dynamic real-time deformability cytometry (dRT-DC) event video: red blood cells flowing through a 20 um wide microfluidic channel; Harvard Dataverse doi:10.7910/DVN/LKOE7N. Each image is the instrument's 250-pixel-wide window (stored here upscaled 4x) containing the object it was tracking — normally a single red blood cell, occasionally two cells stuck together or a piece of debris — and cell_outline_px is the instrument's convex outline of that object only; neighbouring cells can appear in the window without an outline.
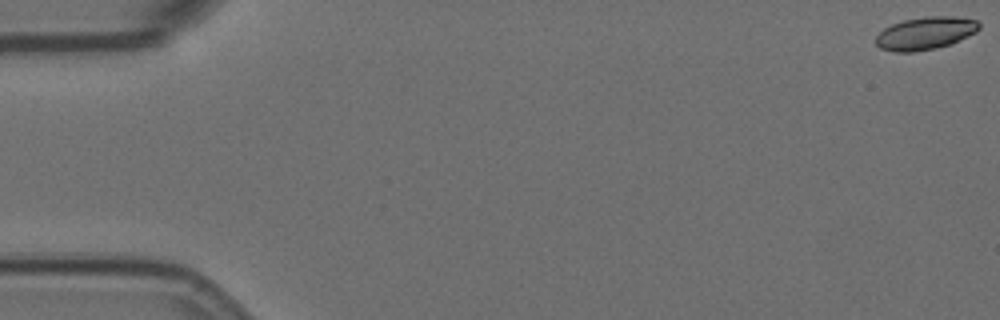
{"species": "Egyptian fruit bat (a non-hibernating species)", "species_latin": "Rousettus aegyptiacus", "temperature_condition": "room temperature", "stored_images_in_passage": 57, "camera_frame_rate_fps": 3000, "um_per_image_px": 0.085, "animal": {"sex": "female"}, "frame": {"image": 1, "passage_image": 1, "time_ms": 0.0, "image_size_px": [1000, 320], "cell_outline_px": [[980, 28], [976, 32], [952, 44], [936, 48], [912, 52], [892, 52], [880, 48], [876, 44], [876, 36], [884, 28], [892, 24], [904, 20], [928, 16], [952, 16], [976, 20], [980, 24]], "centroid_in_image_um": [78.66, 2.83], "position_along_channel_um": 6.3, "area_um2": 19.71}}
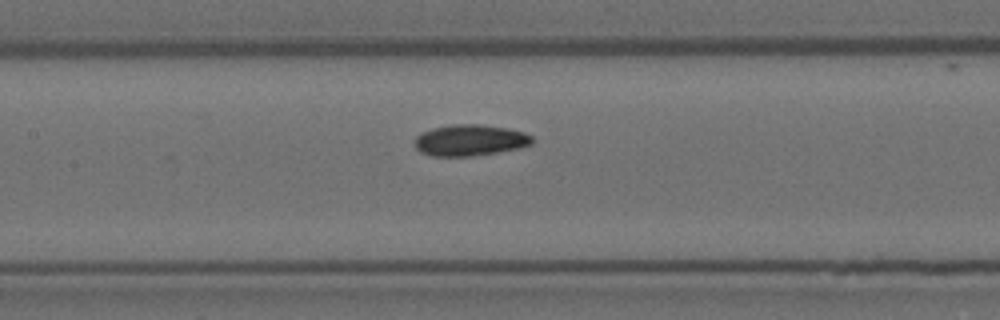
{"frame": {"image": 2, "passage_image": 27, "time_ms": 8.667, "image_size_px": [1000, 320], "cell_outline_px": [[532, 144], [520, 148], [496, 152], [468, 156], [432, 156], [420, 152], [416, 148], [416, 136], [420, 132], [432, 128], [452, 124], [480, 124], [508, 128], [524, 132], [532, 136]], "centroid_in_image_um": [39.94, 11.91], "position_along_channel_um": 167.5, "area_um2": 21.39}}
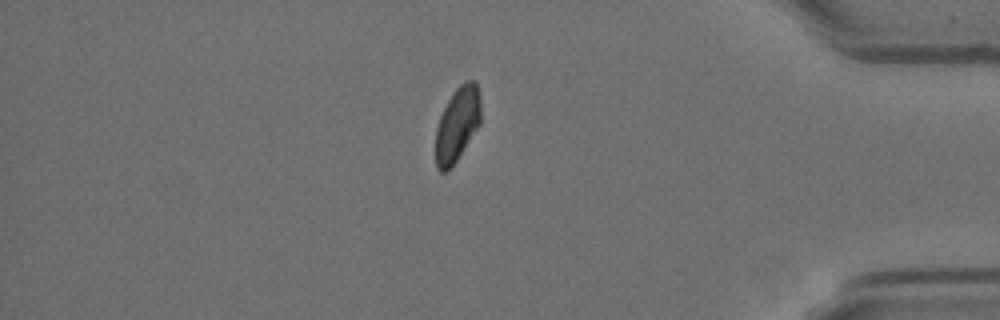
{"frame": {"image": 3, "passage_image": 49, "time_ms": 16.0, "image_size_px": [1000, 320], "cell_outline_px": [[480, 124], [456, 160], [444, 172], [440, 172], [436, 168], [436, 128], [440, 116], [452, 92], [464, 80], [476, 80], [480, 96]], "centroid_in_image_um": [38.88, 10.51], "position_along_channel_um": 396.3, "area_um2": 19.42}, "authors_computed_cell_mechanics": {"area_um2": 20.519, "velocity_mm_per_s": 3.5883, "shape_relaxation_time_tau1_ms": 5.4435, "shape_relaxation_time_tau2_ms": 2.8927, "deformation_change_tau1": 0.1114, "deformation_change_tau2": 0.0606}}